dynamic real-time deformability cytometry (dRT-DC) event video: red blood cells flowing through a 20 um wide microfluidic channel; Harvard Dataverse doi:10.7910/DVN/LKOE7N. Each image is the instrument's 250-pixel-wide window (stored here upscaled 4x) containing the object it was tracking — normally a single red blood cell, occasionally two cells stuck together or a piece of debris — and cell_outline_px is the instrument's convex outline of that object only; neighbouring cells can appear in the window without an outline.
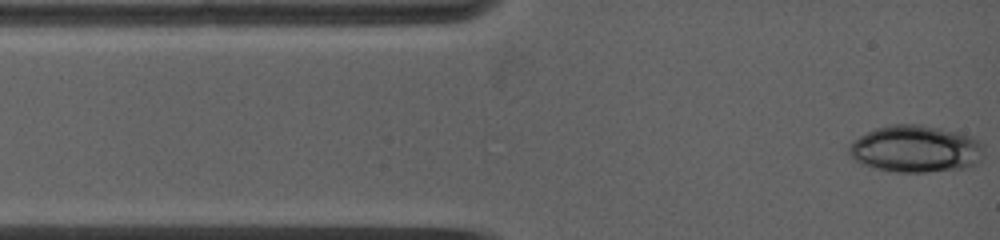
{"species": "common noctule bat (a hibernating species)", "species_latin": "Nyctalus noctula", "temperature_condition": "warm", "stored_images_in_passage": 46, "camera_frame_rate_fps": 5000, "um_per_image_px": 0.085, "animal": {"sex": "female", "body_mass_g": 19.0, "forearm_length_mm": 53.3}, "frame": {"image": 1, "passage_image": 1, "time_ms": 0.0, "image_size_px": [1000, 240], "cell_outline_px": [[984, 152], [980, 160], [976, 164], [964, 168], [928, 172], [896, 172], [876, 168], [860, 164], [848, 152], [848, 148], [852, 140], [876, 128], [888, 124], [920, 124], [940, 128], [968, 136], [984, 144]], "centroid_in_image_um": [77.81, 12.66], "position_along_channel_um": 7.2, "area_um2": 36.93}}
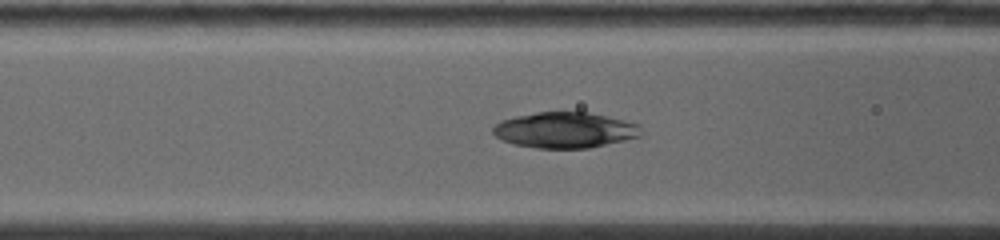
{"frame": {"image": 2, "passage_image": 15, "time_ms": 4.0, "image_size_px": [1000, 240], "cell_outline_px": [[644, 136], [588, 148], [536, 148], [512, 144], [500, 140], [492, 132], [492, 128], [500, 120], [516, 116], [536, 112], [588, 112], [624, 120], [640, 124], [644, 132]], "centroid_in_image_um": [48.04, 11.06], "position_along_channel_um": 118.6, "area_um2": 31.21}}
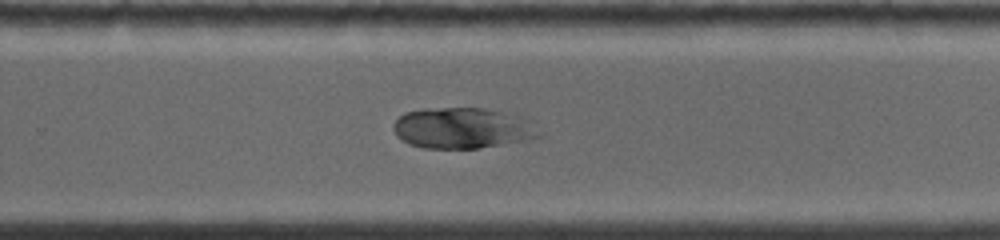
{"frame": {"image": 3, "passage_image": 33, "time_ms": 8.4, "image_size_px": [1000, 240], "cell_outline_px": [[544, 136], [480, 148], [424, 148], [408, 144], [400, 140], [396, 136], [392, 128], [392, 124], [400, 116], [408, 112], [424, 108], [484, 108], [520, 116], [544, 132]], "centroid_in_image_um": [39.29, 10.89], "position_along_channel_um": 290.5, "area_um2": 34.74}}